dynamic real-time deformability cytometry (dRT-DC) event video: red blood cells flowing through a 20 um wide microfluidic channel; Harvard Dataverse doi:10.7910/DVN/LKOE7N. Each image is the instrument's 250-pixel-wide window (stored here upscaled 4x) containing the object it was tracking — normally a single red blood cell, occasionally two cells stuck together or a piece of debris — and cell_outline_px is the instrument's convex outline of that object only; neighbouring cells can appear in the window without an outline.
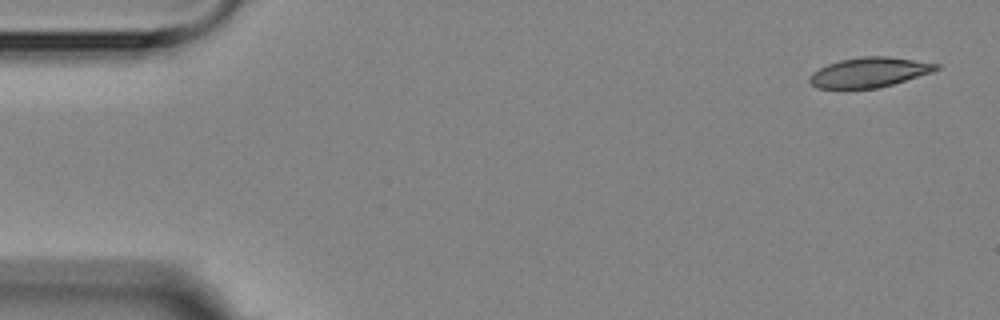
{"species": "Egyptian fruit bat (a non-hibernating species)", "species_latin": "Rousettus aegyptiacus", "temperature_condition": "room temperature", "stored_images_in_passage": 4, "camera_frame_rate_fps": 3000, "um_per_image_px": 0.085, "animal": {"sex": "female"}, "frame": {"image": 1, "passage_image": 1, "time_ms": 0.0, "image_size_px": [1000, 320], "cell_outline_px": [[940, 68], [932, 72], [892, 84], [876, 88], [816, 88], [808, 80], [808, 76], [812, 72], [828, 64], [840, 60], [864, 56], [888, 56], [940, 64]], "centroid_in_image_um": [73.87, 6.14], "position_along_channel_um": 11.1, "area_um2": 21.85}}